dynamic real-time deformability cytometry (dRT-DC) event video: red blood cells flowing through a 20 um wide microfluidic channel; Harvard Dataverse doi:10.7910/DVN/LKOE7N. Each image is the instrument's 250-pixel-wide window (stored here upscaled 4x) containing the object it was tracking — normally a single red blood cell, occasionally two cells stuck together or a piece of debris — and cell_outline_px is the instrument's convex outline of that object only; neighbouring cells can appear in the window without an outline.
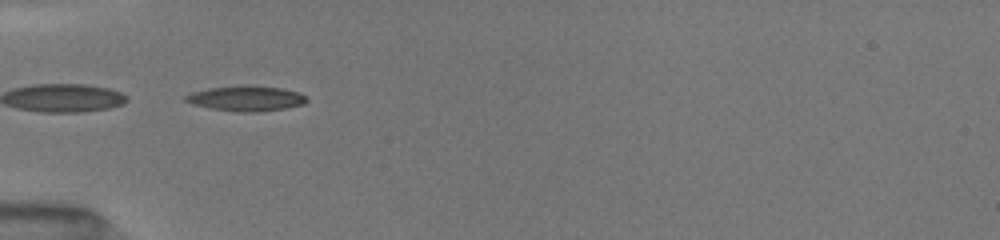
{"species": "common noctule bat (a hibernating species)", "species_latin": "Nyctalus noctula", "temperature_condition": "room temperature", "stored_images_in_passage": 53, "segment_of_instrument_passage": [2, 2], "camera_frame_rate_fps": 3000, "um_per_image_px": 0.085, "animal": {"sex": "female", "body_mass_g": 19.5, "forearm_length_mm": 54.1}, "frame": {"image": 1, "passage_image": 24, "time_ms": 5.667, "image_size_px": [1000, 240], "cell_outline_px": [[308, 100], [304, 104], [284, 108], [256, 112], [236, 112], [212, 108], [192, 104], [184, 100], [184, 96], [192, 92], [208, 88], [280, 88], [296, 92], [304, 96]], "centroid_in_image_um": [20.89, 8.42], "position_along_channel_um": 64.1, "area_um2": 16.7}}
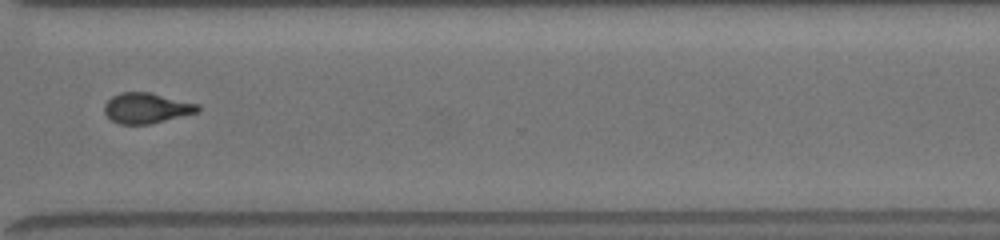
{"frame": {"image": 2, "passage_image": 52, "time_ms": 13.0, "image_size_px": [1000, 240], "cell_outline_px": [[200, 112], [148, 124], [120, 124], [112, 120], [104, 112], [104, 104], [112, 96], [120, 92], [152, 92], [200, 104]], "centroid_in_image_um": [12.48, 9.17], "position_along_channel_um": 358.1, "area_um2": 16.7}}